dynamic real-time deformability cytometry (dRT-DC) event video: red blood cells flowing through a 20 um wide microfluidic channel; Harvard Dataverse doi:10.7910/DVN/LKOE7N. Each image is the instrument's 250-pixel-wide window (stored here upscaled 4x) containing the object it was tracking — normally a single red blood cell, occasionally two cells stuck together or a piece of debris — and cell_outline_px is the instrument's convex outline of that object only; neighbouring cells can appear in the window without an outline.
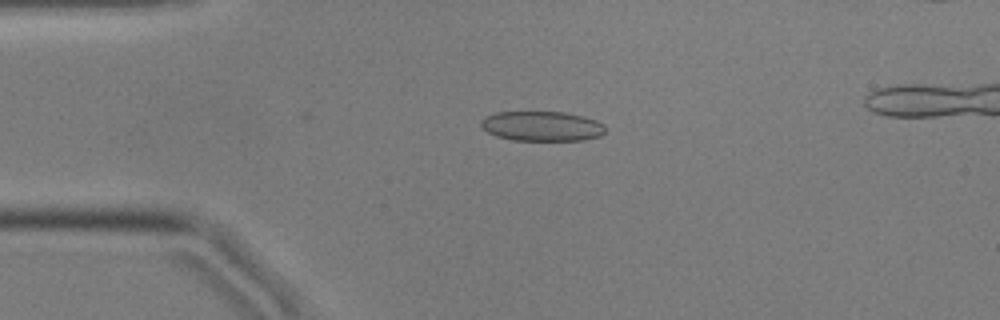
{"species": "common noctule bat (a hibernating species)", "species_latin": "Nyctalus noctula", "temperature_condition": "cold", "stored_images_in_passage": 50, "camera_frame_rate_fps": 3000, "um_per_image_px": 0.085, "animal": {"sex": "male", "body_mass_g": 17.9, "forearm_length_mm": 54.2}, "frame": {"image": 1, "passage_image": 11, "time_ms": 3.333, "image_size_px": [1000, 320], "cell_outline_px": [[604, 132], [600, 136], [584, 140], [512, 140], [496, 136], [488, 132], [480, 124], [480, 120], [484, 116], [496, 112], [564, 112], [584, 116], [596, 120], [604, 124]], "centroid_in_image_um": [46.05, 10.72], "position_along_channel_um": 38.9, "area_um2": 21.68}}
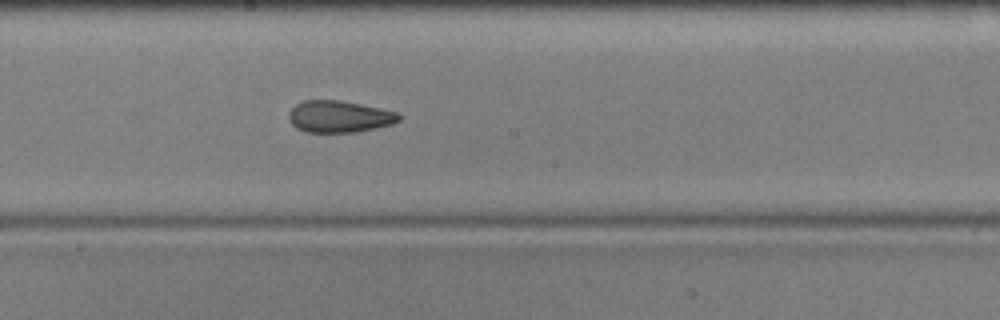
{"frame": {"image": 2, "passage_image": 28, "time_ms": 9.0, "image_size_px": [1000, 320], "cell_outline_px": [[400, 120], [392, 124], [356, 132], [304, 132], [296, 128], [288, 120], [288, 112], [296, 104], [304, 100], [340, 100], [380, 108], [396, 112], [400, 116]], "centroid_in_image_um": [28.79, 9.91], "position_along_channel_um": 219.4, "area_um2": 20.4}}
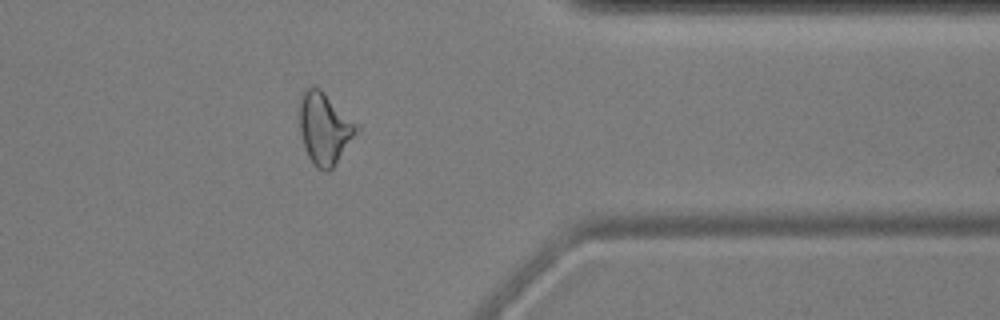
{"frame": {"image": 3, "passage_image": 43, "time_ms": 14.0, "image_size_px": [1000, 320], "cell_outline_px": [[360, 132], [332, 168], [328, 172], [324, 172], [316, 168], [312, 164], [308, 156], [300, 132], [300, 100], [308, 84], [316, 84], [360, 124]], "centroid_in_image_um": [27.64, 10.89], "position_along_channel_um": 383.8, "area_um2": 24.57}, "authors_computed_cell_mechanics": {"area_um2": 21.1837, "velocity_mm_per_s": 3.5973, "shape_relaxation_time_tau1_ms": 8.6061, "shape_relaxation_time_tau2_ms": 2.6078, "deformation_change_tau1": 0.1456, "deformation_change_tau2": 0.0875}}